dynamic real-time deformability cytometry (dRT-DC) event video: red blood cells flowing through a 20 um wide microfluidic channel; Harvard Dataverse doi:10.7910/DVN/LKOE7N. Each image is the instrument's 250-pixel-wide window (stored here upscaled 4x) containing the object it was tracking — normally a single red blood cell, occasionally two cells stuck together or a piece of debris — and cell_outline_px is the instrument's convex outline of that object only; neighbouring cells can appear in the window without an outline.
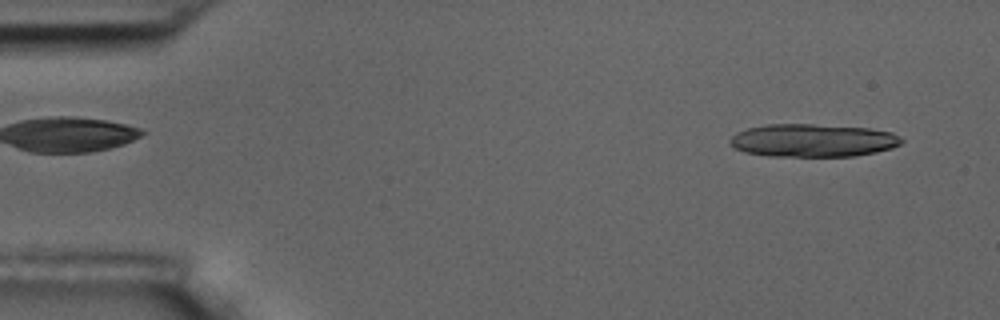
{"species": "common noctule bat (a hibernating species)", "species_latin": "Nyctalus noctula", "temperature_condition": "room temperature", "stored_images_in_passage": 6, "segment_of_instrument_passage": [2, 2], "camera_frame_rate_fps": 3000, "um_per_image_px": 0.085, "animal": {"sex": "male", "body_mass_g": 17.5, "forearm_length_mm": 52.3}, "frame": {"image": 1, "passage_image": 6, "time_ms": 6.0, "image_size_px": [1000, 320], "cell_outline_px": [[904, 140], [900, 144], [892, 148], [876, 152], [856, 156], [768, 156], [744, 152], [736, 148], [728, 140], [736, 132], [748, 128], [768, 124], [812, 124], [868, 128], [892, 132], [900, 136]], "centroid_in_image_um": [69.11, 11.93], "position_along_channel_um": 15.9, "area_um2": 33.0}}